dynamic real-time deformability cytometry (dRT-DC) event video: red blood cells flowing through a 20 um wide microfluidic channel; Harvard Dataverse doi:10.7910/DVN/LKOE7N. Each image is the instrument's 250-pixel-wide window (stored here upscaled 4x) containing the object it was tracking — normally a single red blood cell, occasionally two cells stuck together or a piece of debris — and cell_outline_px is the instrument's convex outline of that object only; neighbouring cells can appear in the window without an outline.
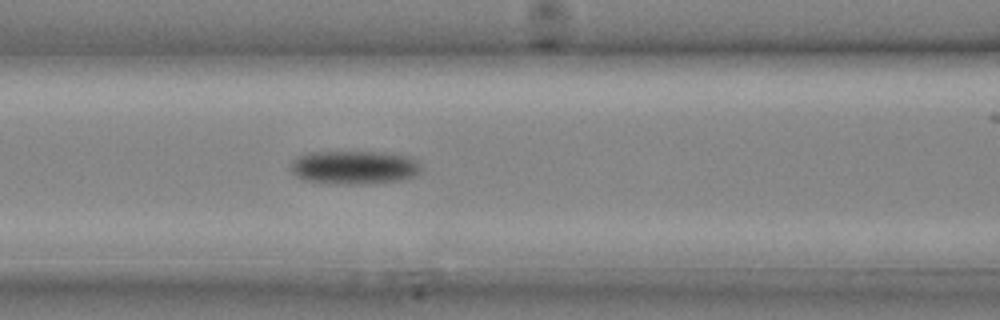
{"species": "common noctule bat (a hibernating species)", "species_latin": "Nyctalus noctula", "temperature_condition": "cold", "stored_images_in_passage": 10, "camera_frame_rate_fps": 3000, "um_per_image_px": 0.085, "animal": {"sex": "male", "body_mass_g": 20.4}, "frame": {"image": 1, "passage_image": 10, "time_ms": 3.0, "image_size_px": [1000, 320], "cell_outline_px": [[420, 172], [416, 176], [400, 180], [356, 184], [336, 184], [304, 180], [296, 176], [288, 168], [288, 164], [296, 156], [304, 152], [400, 152], [412, 156], [420, 164]], "centroid_in_image_um": [30.09, 14.2], "position_along_channel_um": 136.5, "area_um2": 26.18}}